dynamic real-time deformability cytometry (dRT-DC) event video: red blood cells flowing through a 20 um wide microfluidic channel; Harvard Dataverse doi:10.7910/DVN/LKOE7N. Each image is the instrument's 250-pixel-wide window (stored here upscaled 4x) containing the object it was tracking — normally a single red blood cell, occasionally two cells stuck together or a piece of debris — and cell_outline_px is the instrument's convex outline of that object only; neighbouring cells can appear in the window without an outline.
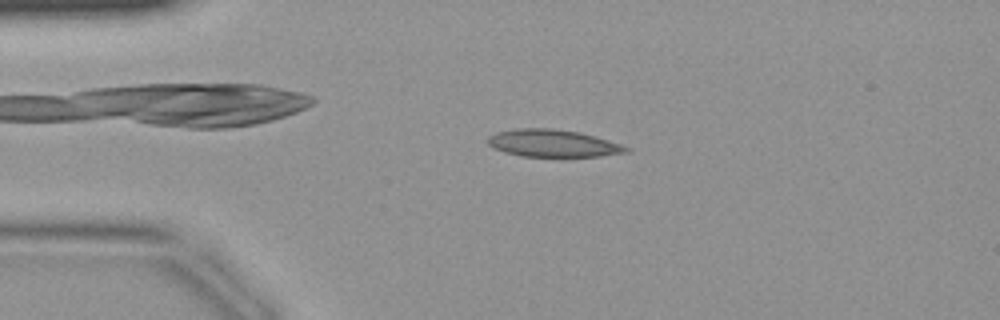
{"species": "common noctule bat (a hibernating species)", "species_latin": "Nyctalus noctula", "temperature_condition": "warm", "stored_images_in_passage": 41, "camera_frame_rate_fps": 3000, "um_per_image_px": 0.085, "animal": {"sex": "female", "body_mass_g": 19.9}, "frame": {"image": 1, "passage_image": 8, "time_ms": 2.333, "image_size_px": [1000, 320], "cell_outline_px": [[632, 148], [628, 152], [600, 156], [520, 156], [504, 152], [492, 148], [484, 140], [488, 136], [496, 132], [516, 128], [552, 128], [580, 132], [608, 140]], "centroid_in_image_um": [46.94, 12.17], "position_along_channel_um": 38.1, "area_um2": 22.2}}
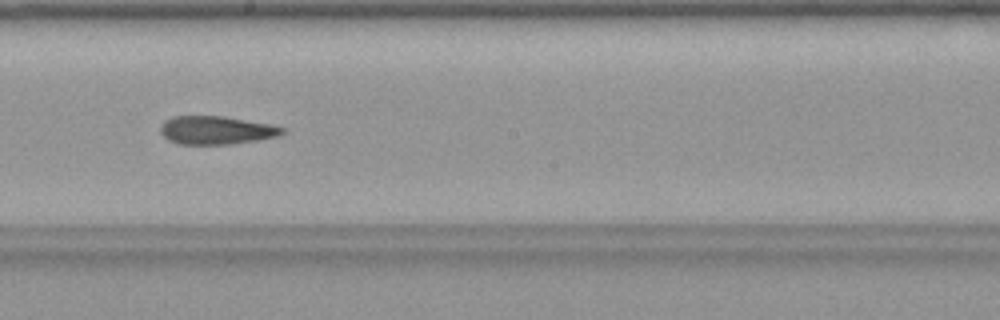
{"frame": {"image": 2, "passage_image": 22, "time_ms": 7.0, "image_size_px": [1000, 320], "cell_outline_px": [[288, 132], [280, 136], [260, 140], [232, 144], [180, 144], [168, 140], [160, 132], [160, 124], [164, 120], [172, 116], [224, 116], [272, 124], [288, 128]], "centroid_in_image_um": [18.45, 11.06], "position_along_channel_um": 229.7, "area_um2": 20.58}}
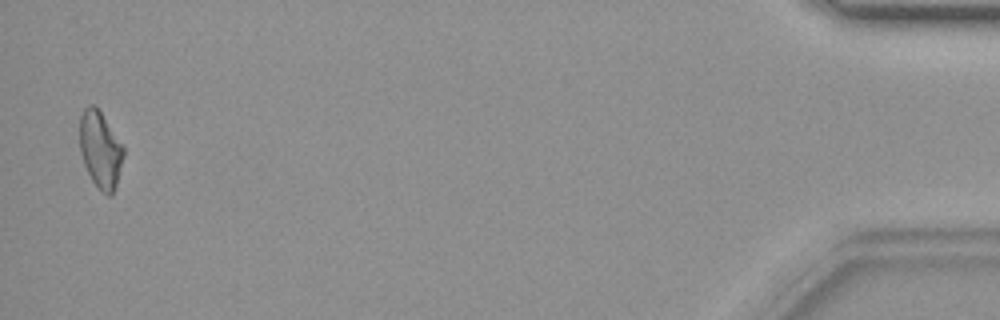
{"frame": {"image": 3, "passage_image": 40, "time_ms": 13.0, "image_size_px": [1000, 320], "cell_outline_px": [[124, 156], [116, 184], [112, 196], [108, 196], [92, 180], [84, 164], [80, 152], [80, 116], [84, 108], [88, 104], [92, 104], [100, 112], [124, 144]], "centroid_in_image_um": [8.54, 12.7], "position_along_channel_um": 426.7, "area_um2": 19.48}}